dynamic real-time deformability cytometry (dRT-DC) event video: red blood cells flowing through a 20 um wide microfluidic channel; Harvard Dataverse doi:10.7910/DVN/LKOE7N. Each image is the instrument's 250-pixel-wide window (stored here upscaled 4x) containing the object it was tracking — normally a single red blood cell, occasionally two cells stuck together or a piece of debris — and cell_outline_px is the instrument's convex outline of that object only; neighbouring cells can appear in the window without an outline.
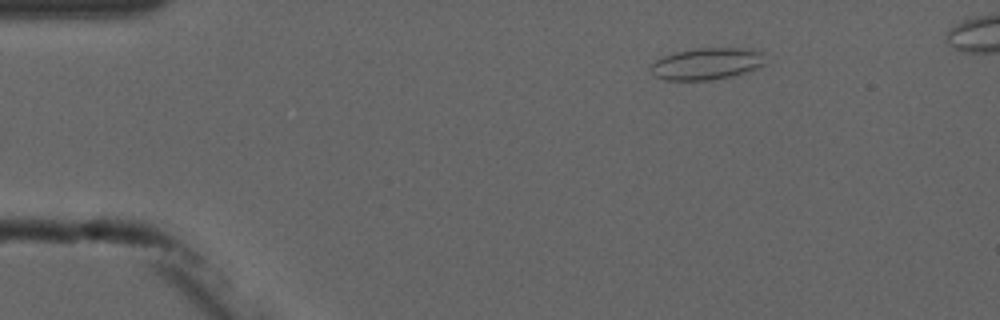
{"species": "common noctule bat (a hibernating species)", "species_latin": "Nyctalus noctula", "temperature_condition": "cold", "stored_images_in_passage": 5, "camera_frame_rate_fps": 3000, "um_per_image_px": 0.085, "animal": {"sex": "male", "forearm_length_mm": 52.5}, "frame": {"image": 1, "passage_image": 2, "time_ms": 1.0, "image_size_px": [1000, 320], "cell_outline_px": [[768, 64], [748, 72], [732, 76], [712, 80], [664, 80], [656, 76], [648, 68], [656, 60], [664, 56], [676, 52], [692, 48], [752, 48], [764, 52]], "centroid_in_image_um": [60.16, 5.41], "position_along_channel_um": 24.8, "area_um2": 21.73}}
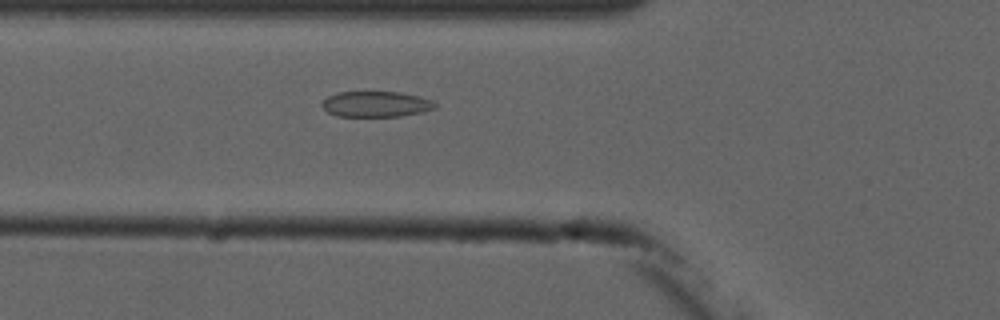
{"frame": {"image": 2, "passage_image": 5, "time_ms": 4.667, "image_size_px": [1000, 320], "cell_outline_px": [[436, 108], [420, 112], [400, 116], [336, 116], [328, 112], [320, 104], [328, 96], [336, 92], [400, 92], [420, 96], [432, 100], [436, 104]], "centroid_in_image_um": [31.95, 8.84], "position_along_channel_um": 93.9, "area_um2": 16.88}}